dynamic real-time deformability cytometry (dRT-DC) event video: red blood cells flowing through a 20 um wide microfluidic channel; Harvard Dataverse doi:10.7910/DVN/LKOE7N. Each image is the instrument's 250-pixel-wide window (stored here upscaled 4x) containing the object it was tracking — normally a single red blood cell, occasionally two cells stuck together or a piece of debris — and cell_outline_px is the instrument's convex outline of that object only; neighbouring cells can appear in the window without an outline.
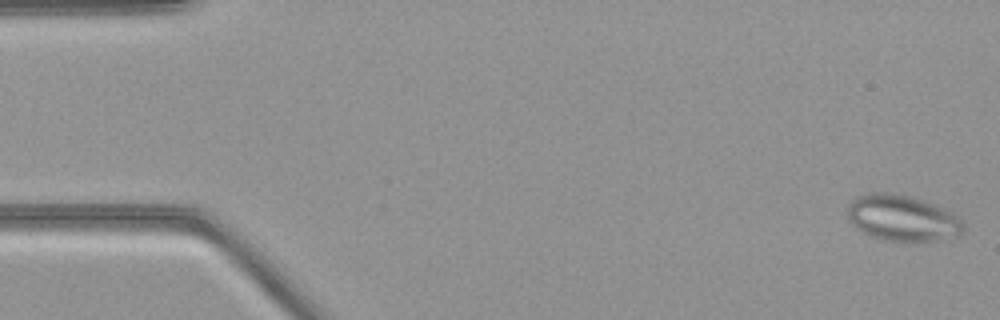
{"species": "common noctule bat (a hibernating species)", "species_latin": "Nyctalus noctula", "temperature_condition": "warm", "stored_images_in_passage": 47, "camera_frame_rate_fps": 3000, "um_per_image_px": 0.085, "animal": {"sex": "female", "body_mass_g": 21.9}, "frame": {"image": 1, "passage_image": 1, "time_ms": 0.0, "image_size_px": [1000, 320], "cell_outline_px": [[964, 232], [960, 236], [952, 240], [916, 244], [884, 240], [872, 236], [856, 228], [848, 220], [848, 204], [856, 196], [868, 192], [892, 192], [912, 196], [936, 204], [952, 212], [964, 224]], "centroid_in_image_um": [76.77, 18.58], "position_along_channel_um": 8.2, "area_um2": 32.48}}
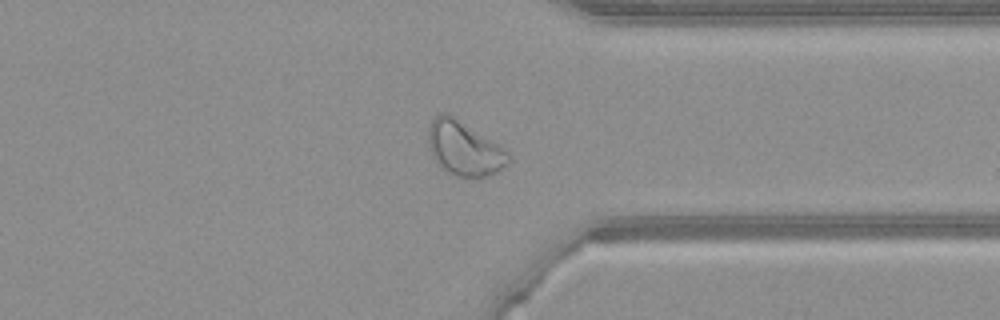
{"frame": {"image": 2, "passage_image": 40, "time_ms": 13.0, "image_size_px": [1000, 320], "cell_outline_px": [[512, 160], [508, 164], [496, 172], [484, 176], [464, 180], [444, 172], [440, 168], [428, 148], [428, 128], [432, 120], [440, 112], [444, 112], [456, 116], [504, 148], [512, 156]], "centroid_in_image_um": [39.45, 12.64], "position_along_channel_um": 372.0, "area_um2": 26.13}}
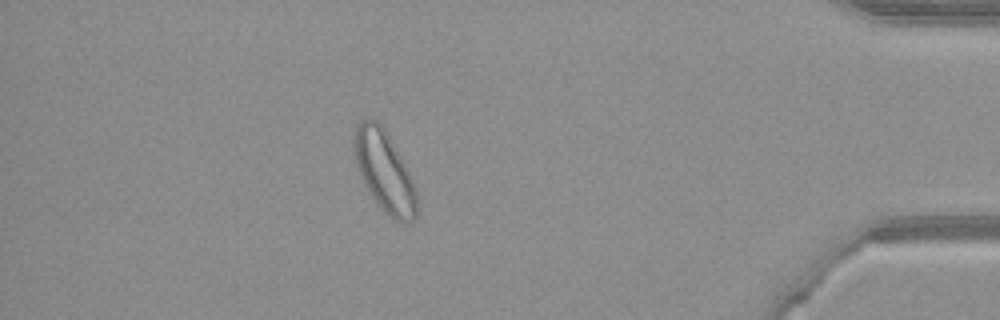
{"frame": {"image": 3, "passage_image": 46, "time_ms": 15.0, "image_size_px": [1000, 320], "cell_outline_px": [[416, 220], [408, 224], [400, 224], [388, 216], [384, 212], [368, 192], [356, 168], [352, 152], [352, 136], [356, 124], [360, 120], [368, 116], [372, 116], [384, 128], [396, 148], [416, 188]], "centroid_in_image_um": [32.62, 14.55], "position_along_channel_um": 402.6, "area_um2": 30.35}}